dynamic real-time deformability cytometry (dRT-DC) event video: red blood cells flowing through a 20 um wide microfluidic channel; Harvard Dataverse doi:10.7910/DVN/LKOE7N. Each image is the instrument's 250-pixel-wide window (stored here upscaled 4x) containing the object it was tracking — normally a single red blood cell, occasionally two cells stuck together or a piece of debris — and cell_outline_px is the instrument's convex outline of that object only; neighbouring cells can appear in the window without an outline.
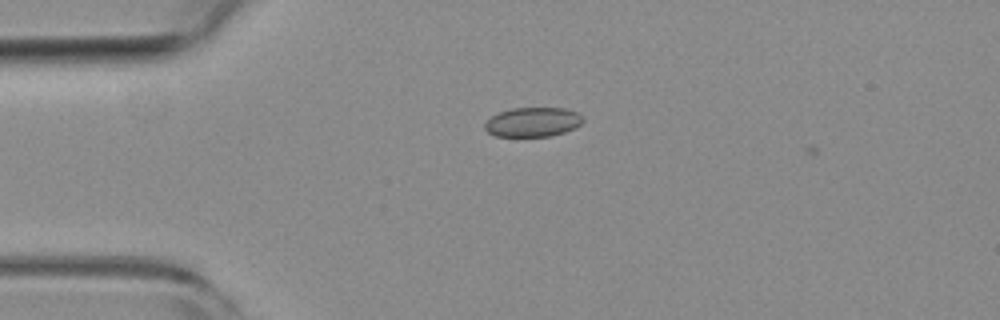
{"species": "common noctule bat (a hibernating species)", "species_latin": "Nyctalus noctula", "temperature_condition": "room temperature", "stored_images_in_passage": 10, "camera_frame_rate_fps": 3000, "um_per_image_px": 0.085, "animal": {"sex": "female", "body_mass_g": 19.3, "forearm_length_mm": 54.1}, "frame": {"image": 1, "passage_image": 8, "time_ms": 2.333, "image_size_px": [1000, 320], "cell_outline_px": [[584, 120], [580, 124], [564, 132], [552, 136], [496, 136], [488, 132], [484, 128], [484, 124], [492, 116], [500, 112], [512, 108], [564, 108], [576, 112]], "centroid_in_image_um": [45.27, 10.37], "position_along_channel_um": 39.7, "area_um2": 16.59}}